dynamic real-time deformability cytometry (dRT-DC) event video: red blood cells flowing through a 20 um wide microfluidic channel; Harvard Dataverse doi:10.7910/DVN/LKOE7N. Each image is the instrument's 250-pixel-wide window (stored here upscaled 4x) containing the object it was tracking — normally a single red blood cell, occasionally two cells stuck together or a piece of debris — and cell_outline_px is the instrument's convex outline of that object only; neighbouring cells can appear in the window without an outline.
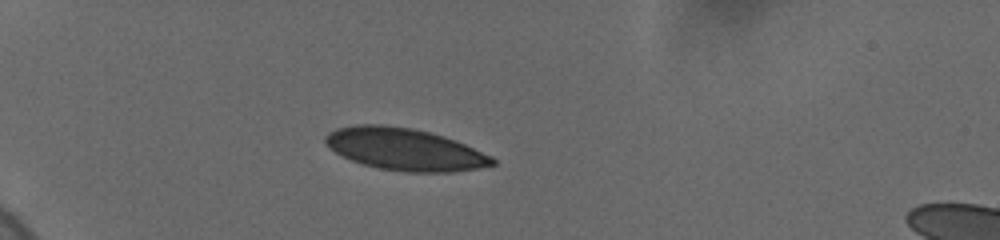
{"species": "human", "species_latin": "Homo sapiens", "temperature_condition": "cold", "stored_images_in_passage": 12, "camera_frame_rate_fps": 3000, "um_per_image_px": 0.085, "donor": {"sex": "female"}, "frame": {"image": 1, "passage_image": 6, "time_ms": 4.0, "image_size_px": [1000, 240], "cell_outline_px": [[496, 164], [476, 168], [452, 172], [408, 172], [380, 168], [364, 164], [352, 160], [328, 148], [324, 140], [324, 136], [328, 132], [336, 128], [356, 124], [380, 124], [412, 128], [444, 136], [456, 140], [492, 156], [496, 160]], "centroid_in_image_um": [34.39, 12.68], "position_along_channel_um": 50.6, "area_um2": 40.86}}
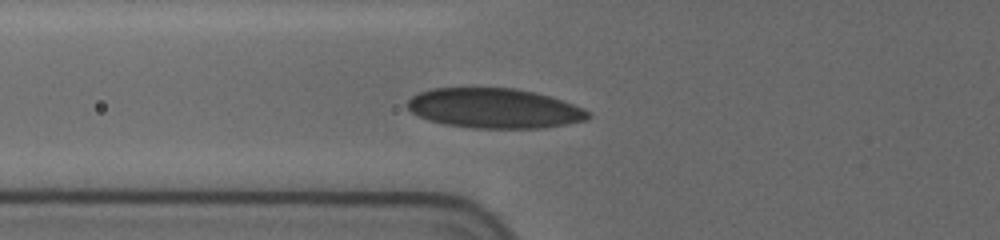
{"frame": {"image": 2, "passage_image": 10, "time_ms": 6.0, "image_size_px": [1000, 240], "cell_outline_px": [[592, 116], [584, 120], [568, 124], [544, 128], [472, 128], [444, 124], [428, 120], [412, 112], [408, 108], [408, 100], [412, 96], [420, 92], [432, 88], [516, 88], [536, 92], [584, 108]], "centroid_in_image_um": [42.02, 9.21], "position_along_channel_um": 83.8, "area_um2": 41.91}}
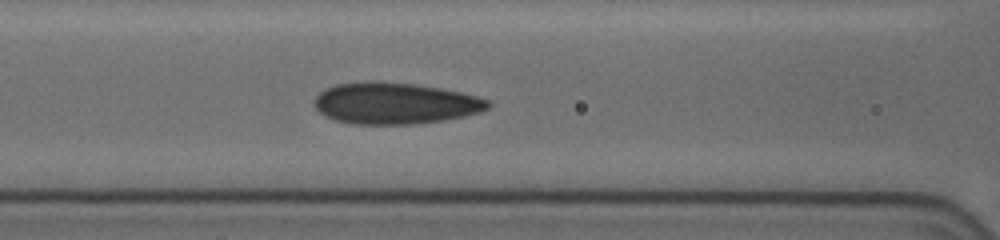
{"frame": {"image": 3, "passage_image": 12, "time_ms": 7.333, "image_size_px": [1000, 240], "cell_outline_px": [[492, 104], [488, 108], [480, 112], [464, 116], [444, 120], [412, 124], [348, 124], [324, 116], [316, 108], [316, 96], [324, 88], [336, 84], [368, 80], [416, 84], [440, 88], [460, 92], [492, 100]], "centroid_in_image_um": [33.58, 8.77], "position_along_channel_um": 133.0, "area_um2": 42.19}}